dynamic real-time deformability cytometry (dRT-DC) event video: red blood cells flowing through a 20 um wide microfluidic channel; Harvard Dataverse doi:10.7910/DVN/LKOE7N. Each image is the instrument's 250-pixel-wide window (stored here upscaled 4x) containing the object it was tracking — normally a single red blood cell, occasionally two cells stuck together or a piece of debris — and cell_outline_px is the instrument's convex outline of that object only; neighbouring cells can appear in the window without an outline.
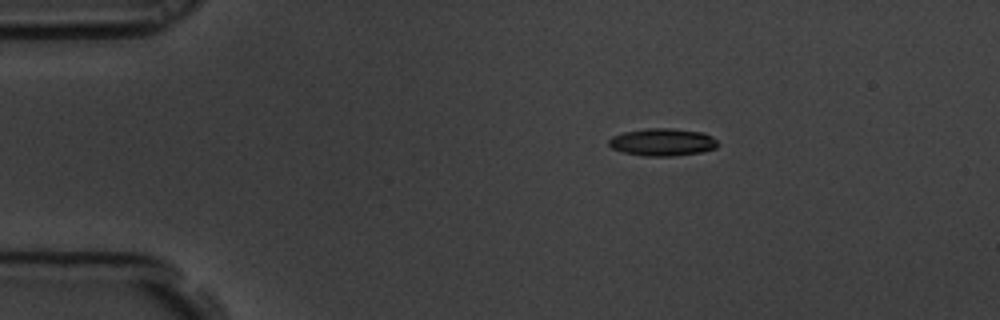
{"species": "common noctule bat (a hibernating species)", "species_latin": "Nyctalus noctula", "temperature_condition": "room temperature", "stored_images_in_passage": 50, "camera_frame_rate_fps": 3000, "um_per_image_px": 0.085, "animal": {"sex": "male", "body_mass_g": 19.5, "forearm_length_mm": 54.6}, "frame": {"image": 1, "passage_image": 1, "time_ms": 0.0, "image_size_px": [1000, 320], "cell_outline_px": [[720, 144], [716, 148], [704, 152], [672, 156], [648, 156], [624, 152], [612, 148], [608, 144], [608, 140], [612, 136], [624, 132], [648, 128], [672, 128], [704, 132], [712, 136]], "centroid_in_image_um": [56.36, 12.07], "position_along_channel_um": 28.6, "area_um2": 17.57}}
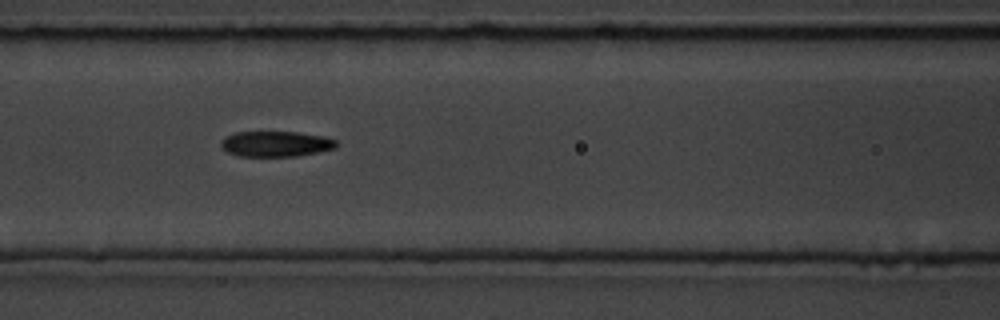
{"frame": {"image": 2, "passage_image": 16, "time_ms": 5.0, "image_size_px": [1000, 320], "cell_outline_px": [[336, 148], [320, 152], [296, 156], [240, 156], [228, 152], [220, 144], [224, 136], [236, 132], [296, 132], [324, 136], [336, 140]], "centroid_in_image_um": [23.46, 12.23], "position_along_channel_um": 143.1, "area_um2": 17.11}}
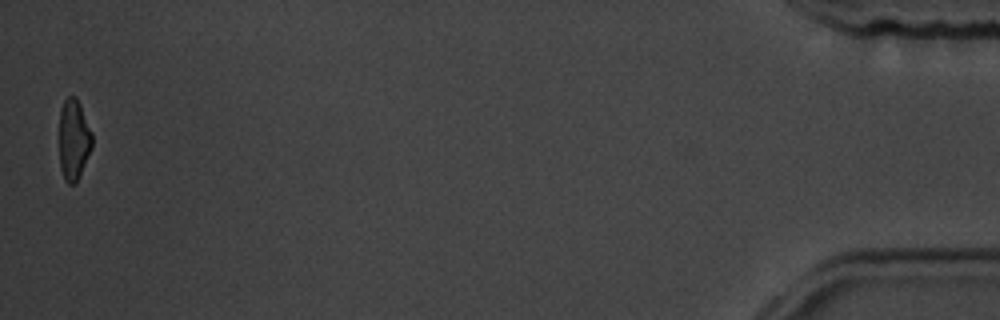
{"frame": {"image": 3, "passage_image": 49, "time_ms": 16.0, "image_size_px": [1000, 320], "cell_outline_px": [[92, 148], [76, 184], [68, 184], [64, 180], [60, 168], [60, 108], [64, 100], [68, 96], [76, 96], [80, 104], [92, 132]], "centroid_in_image_um": [6.27, 11.88], "position_along_channel_um": 428.9, "area_um2": 15.61}, "authors_computed_cell_mechanics": {"area_um2": 17.4267, "velocity_mm_per_s": 3.4638, "shape_relaxation_time_tau1_ms": 6.4397, "shape_relaxation_time_tau2_ms": 5.905, "deformation_change_tau1": 0.1836, "deformation_change_tau2": 0.1534}}